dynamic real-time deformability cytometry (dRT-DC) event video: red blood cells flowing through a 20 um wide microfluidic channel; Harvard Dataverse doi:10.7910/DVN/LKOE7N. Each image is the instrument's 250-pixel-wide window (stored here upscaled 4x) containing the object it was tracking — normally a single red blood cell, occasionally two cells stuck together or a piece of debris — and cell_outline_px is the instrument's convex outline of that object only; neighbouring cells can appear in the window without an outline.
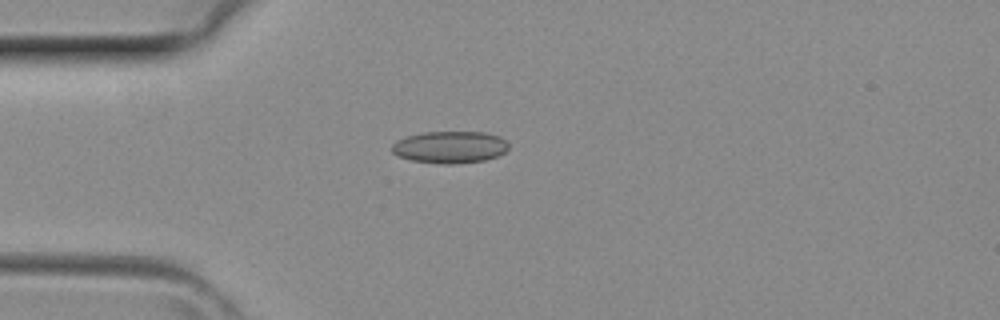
{"species": "common noctule bat (a hibernating species)", "species_latin": "Nyctalus noctula", "temperature_condition": "room temperature", "stored_images_in_passage": 1, "camera_frame_rate_fps": 3000, "um_per_image_px": 0.085, "animal": {"sex": "female", "body_mass_g": 29.2, "forearm_length_mm": 56.3}, "frame": {"image": 1, "passage_image": 1, "time_ms": 0.0, "image_size_px": [1000, 320], "cell_outline_px": [[508, 148], [504, 152], [496, 156], [484, 160], [452, 164], [440, 164], [412, 160], [400, 156], [392, 152], [392, 144], [396, 140], [408, 136], [424, 132], [484, 132], [500, 136], [508, 144]], "centroid_in_image_um": [38.24, 12.5], "position_along_channel_um": 46.8, "area_um2": 21.62}}